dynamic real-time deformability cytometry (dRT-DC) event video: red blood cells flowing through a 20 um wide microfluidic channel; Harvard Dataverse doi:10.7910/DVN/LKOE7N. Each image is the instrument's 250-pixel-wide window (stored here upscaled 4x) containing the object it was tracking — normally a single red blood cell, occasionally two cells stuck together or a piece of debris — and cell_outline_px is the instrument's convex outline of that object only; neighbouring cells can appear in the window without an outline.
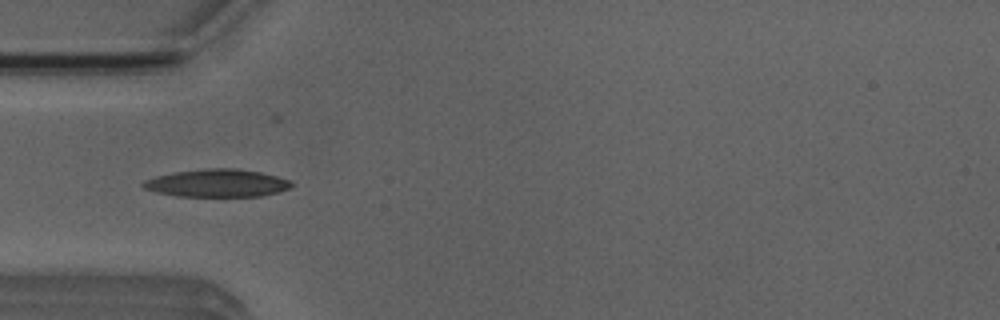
{"species": "Egyptian fruit bat (a non-hibernating species)", "species_latin": "Rousettus aegyptiacus", "temperature_condition": "room temperature", "stored_images_in_passage": 5, "camera_frame_rate_fps": 3000, "um_per_image_px": 0.085, "animal": {"sex": "male"}, "frame": {"image": 1, "passage_image": 4, "time_ms": 3.333, "image_size_px": [1000, 320], "cell_outline_px": [[292, 184], [288, 188], [280, 192], [260, 196], [176, 196], [156, 192], [144, 188], [140, 184], [144, 180], [156, 176], [176, 172], [208, 168], [236, 168], [260, 172], [276, 176], [288, 180]], "centroid_in_image_um": [18.43, 15.56], "position_along_channel_um": 66.6, "area_um2": 23.81}}